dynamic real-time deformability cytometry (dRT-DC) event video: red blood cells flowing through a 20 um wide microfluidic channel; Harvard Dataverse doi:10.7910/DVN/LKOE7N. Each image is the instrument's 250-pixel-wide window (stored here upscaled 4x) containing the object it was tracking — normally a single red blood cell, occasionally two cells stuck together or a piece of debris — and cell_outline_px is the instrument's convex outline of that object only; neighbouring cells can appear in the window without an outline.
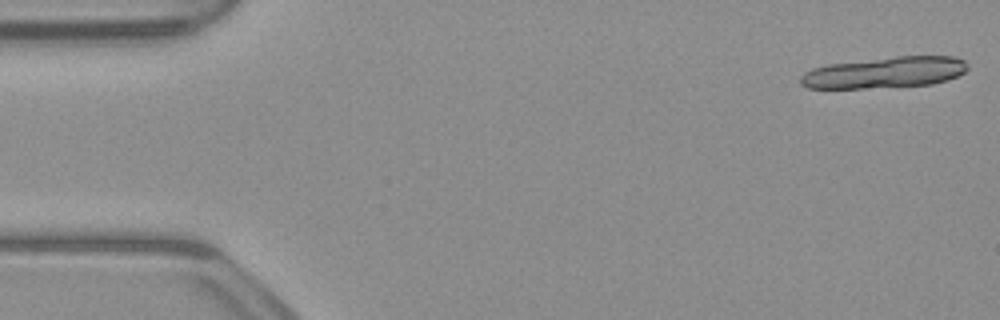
{"species": "common noctule bat (a hibernating species)", "species_latin": "Nyctalus noctula", "temperature_condition": "warm", "stored_images_in_passage": 18, "camera_frame_rate_fps": 3000, "um_per_image_px": 0.085, "animal": {"sex": "male", "body_mass_g": 23.1, "forearm_length_mm": 52.7}, "frame": {"image": 1, "passage_image": 1, "time_ms": 0.0, "image_size_px": [1000, 320], "cell_outline_px": [[968, 68], [964, 72], [948, 80], [932, 84], [860, 88], [808, 88], [800, 84], [800, 76], [804, 72], [812, 68], [828, 64], [896, 56], [956, 56], [964, 60], [968, 64]], "centroid_in_image_um": [75.2, 6.15], "position_along_channel_um": 9.8, "area_um2": 30.35}}